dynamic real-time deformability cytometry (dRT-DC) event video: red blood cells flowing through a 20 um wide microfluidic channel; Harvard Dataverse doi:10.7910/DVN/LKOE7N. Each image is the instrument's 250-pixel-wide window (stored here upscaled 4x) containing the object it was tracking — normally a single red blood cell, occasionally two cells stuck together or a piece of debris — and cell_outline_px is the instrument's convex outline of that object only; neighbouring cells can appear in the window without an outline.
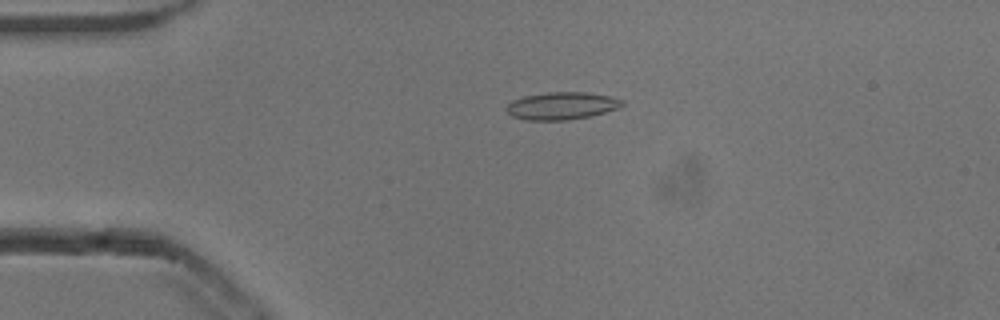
{"species": "common noctule bat (a hibernating species)", "species_latin": "Nyctalus noctula", "temperature_condition": "cold", "stored_images_in_passage": 12, "camera_frame_rate_fps": 3000, "um_per_image_px": 0.085, "animal": {"sex": "male", "body_mass_g": 13.3}, "frame": {"image": 1, "passage_image": 1, "time_ms": 0.0, "image_size_px": [1000, 320], "cell_outline_px": [[624, 104], [616, 108], [592, 116], [568, 120], [528, 120], [512, 116], [504, 108], [512, 100], [524, 96], [548, 92], [588, 92], [608, 96], [624, 100]], "centroid_in_image_um": [47.73, 8.99], "position_along_channel_um": 37.3, "area_um2": 18.5}}
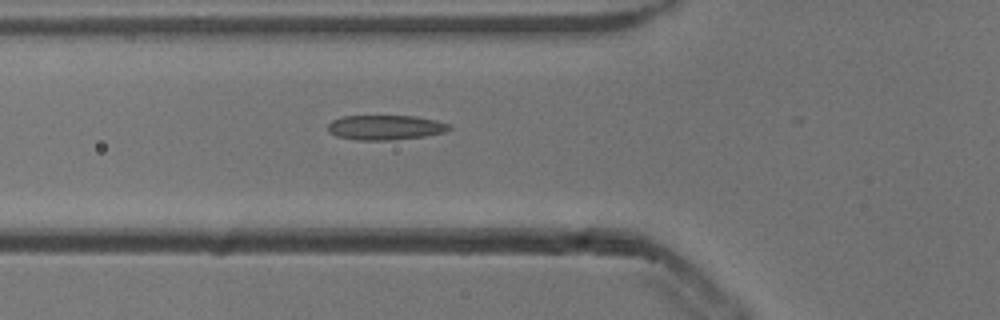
{"frame": {"image": 2, "passage_image": 8, "time_ms": 2.333, "image_size_px": [1000, 320], "cell_outline_px": [[452, 128], [444, 132], [424, 136], [392, 140], [356, 140], [336, 136], [328, 128], [328, 124], [332, 120], [344, 116], [416, 116], [436, 120], [448, 124]], "centroid_in_image_um": [32.76, 10.83], "position_along_channel_um": 93.0, "area_um2": 17.4}}
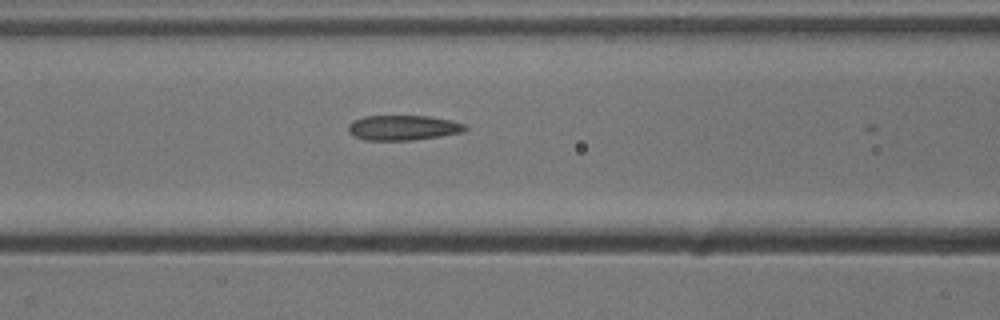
{"frame": {"image": 3, "passage_image": 11, "time_ms": 3.333, "image_size_px": [1000, 320], "cell_outline_px": [[468, 128], [464, 132], [440, 136], [412, 140], [368, 140], [356, 136], [348, 132], [348, 124], [352, 120], [364, 116], [428, 116], [448, 120], [464, 124]], "centroid_in_image_um": [34.25, 10.85], "position_along_channel_um": 132.4, "area_um2": 16.94}}